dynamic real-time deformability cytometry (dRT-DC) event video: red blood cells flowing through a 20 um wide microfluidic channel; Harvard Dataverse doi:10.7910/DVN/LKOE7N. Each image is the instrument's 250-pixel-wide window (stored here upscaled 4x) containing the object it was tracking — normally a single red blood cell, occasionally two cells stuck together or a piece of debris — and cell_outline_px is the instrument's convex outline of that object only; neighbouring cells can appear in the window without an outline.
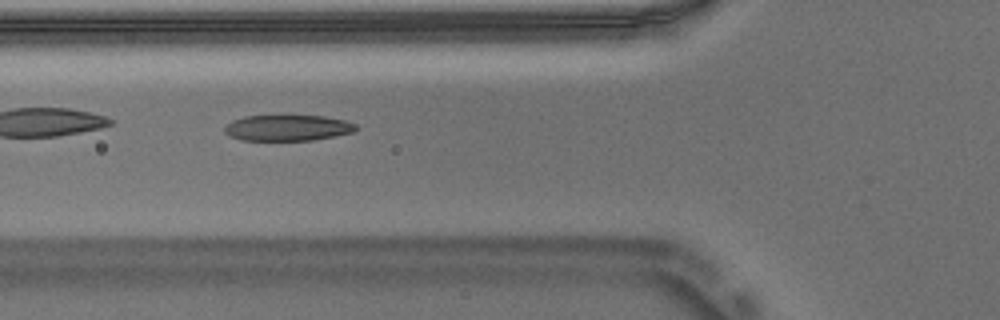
{"species": "Egyptian fruit bat (a non-hibernating species)", "species_latin": "Rousettus aegyptiacus", "temperature_condition": "warm", "stored_images_in_passage": 39, "camera_frame_rate_fps": 3000, "um_per_image_px": 0.085, "animal": {"sex": "male"}, "frame": {"image": 1, "passage_image": 6, "time_ms": 1.667, "image_size_px": [1000, 320], "cell_outline_px": [[356, 128], [352, 132], [312, 140], [240, 140], [228, 136], [224, 132], [224, 128], [232, 120], [244, 116], [288, 112], [324, 116], [344, 120], [356, 124]], "centroid_in_image_um": [24.38, 10.8], "position_along_channel_um": 101.4, "area_um2": 20.81}, "authors_computed_cell_mechanics": {"area_um2": 21.7328, "velocity_mm_per_s": 3.7295, "shape_relaxation_time_tau1_ms": null, "shape_relaxation_time_tau2_ms": 1.6685, "deformation_change_tau1": null, "deformation_change_tau2": 0.0815}}